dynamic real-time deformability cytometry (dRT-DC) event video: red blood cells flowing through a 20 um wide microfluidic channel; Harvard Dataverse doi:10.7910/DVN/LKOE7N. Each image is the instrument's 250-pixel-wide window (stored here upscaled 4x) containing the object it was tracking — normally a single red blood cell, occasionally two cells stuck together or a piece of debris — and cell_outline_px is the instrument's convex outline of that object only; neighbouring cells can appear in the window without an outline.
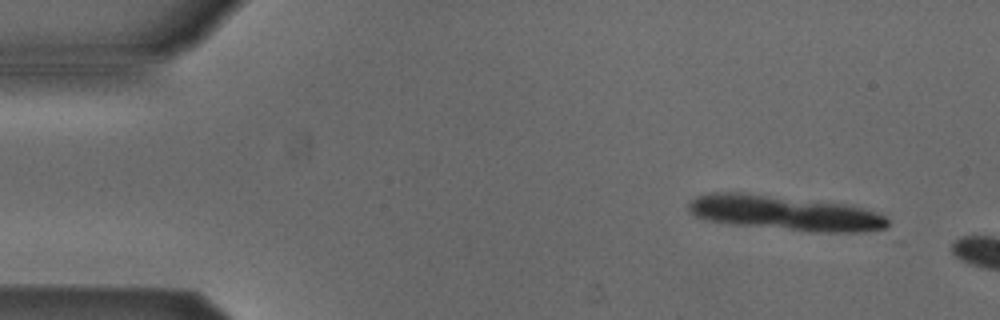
{"species": "Egyptian fruit bat (a non-hibernating species)", "species_latin": "Rousettus aegyptiacus", "temperature_condition": "cold", "stored_images_in_passage": 3, "camera_frame_rate_fps": 3000, "um_per_image_px": 0.085, "animal": {"sex": "male"}, "frame": {"image": 1, "passage_image": 1, "time_ms": 0.0, "image_size_px": [1000, 320], "cell_outline_px": [[888, 232], [808, 232], [732, 224], [708, 220], [696, 216], [688, 212], [688, 204], [696, 196], [712, 192], [748, 192], [844, 204], [864, 208], [888, 216]], "centroid_in_image_um": [66.8, 18.12], "position_along_channel_um": 18.2, "area_um2": 41.27}}